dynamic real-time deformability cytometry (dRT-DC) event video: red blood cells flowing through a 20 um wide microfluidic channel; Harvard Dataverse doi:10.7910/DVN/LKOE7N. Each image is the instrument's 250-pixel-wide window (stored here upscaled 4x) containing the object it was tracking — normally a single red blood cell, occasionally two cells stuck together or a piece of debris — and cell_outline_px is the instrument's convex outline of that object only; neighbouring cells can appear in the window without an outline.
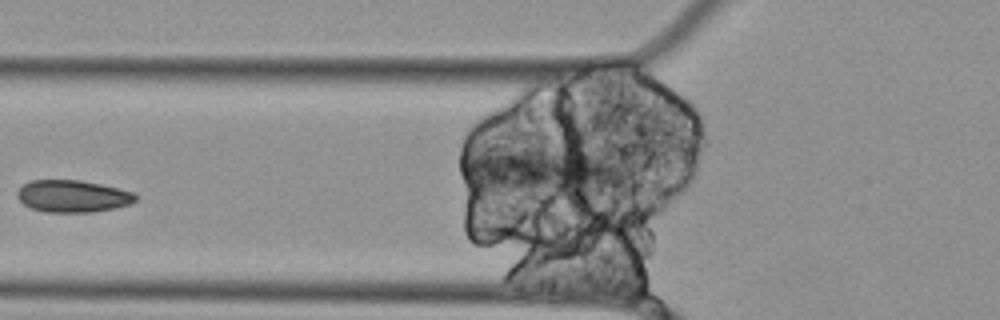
{"species": "Egyptian fruit bat (a non-hibernating species)", "species_latin": "Rousettus aegyptiacus", "temperature_condition": "cold", "stored_images_in_passage": 5, "camera_frame_rate_fps": 3000, "um_per_image_px": 0.085, "animal": {"sex": "female"}, "frame": {"image": 1, "passage_image": 4, "time_ms": 1.0, "image_size_px": [1000, 320], "cell_outline_px": [[136, 200], [132, 204], [116, 208], [92, 212], [44, 212], [32, 208], [24, 204], [16, 196], [16, 192], [24, 184], [32, 180], [80, 180], [100, 184], [132, 192], [136, 196]], "centroid_in_image_um": [6.17, 16.68], "position_along_channel_um": 119.6, "area_um2": 22.08}}